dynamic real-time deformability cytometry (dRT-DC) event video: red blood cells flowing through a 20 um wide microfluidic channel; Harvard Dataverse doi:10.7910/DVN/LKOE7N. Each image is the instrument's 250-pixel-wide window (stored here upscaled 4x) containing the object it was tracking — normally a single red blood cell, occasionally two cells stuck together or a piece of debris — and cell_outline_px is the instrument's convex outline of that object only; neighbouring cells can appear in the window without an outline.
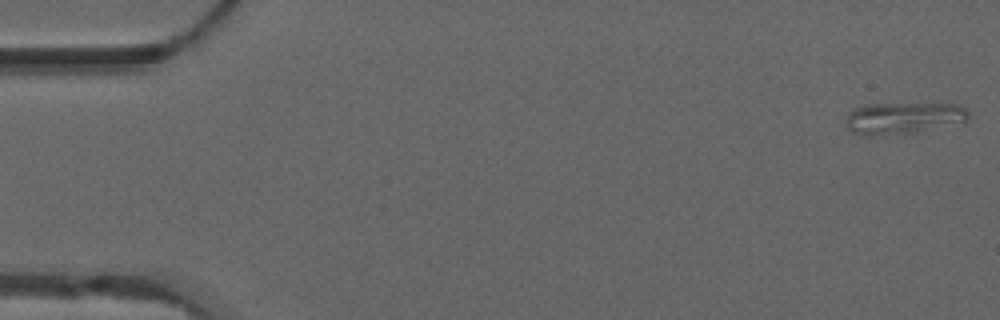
{"species": "common noctule bat (a hibernating species)", "species_latin": "Nyctalus noctula", "temperature_condition": "warm", "stored_images_in_passage": 53, "camera_frame_rate_fps": 3000, "um_per_image_px": 0.085, "animal": {"sex": "male", "forearm_length_mm": 52.5}, "frame": {"image": 1, "passage_image": 1, "time_ms": 0.0, "image_size_px": [1000, 320], "cell_outline_px": [[968, 120], [964, 124], [916, 132], [864, 136], [852, 132], [844, 124], [844, 120], [848, 112], [864, 104], [960, 104], [968, 112]], "centroid_in_image_um": [76.8, 10.04], "position_along_channel_um": 8.2, "area_um2": 23.06}}
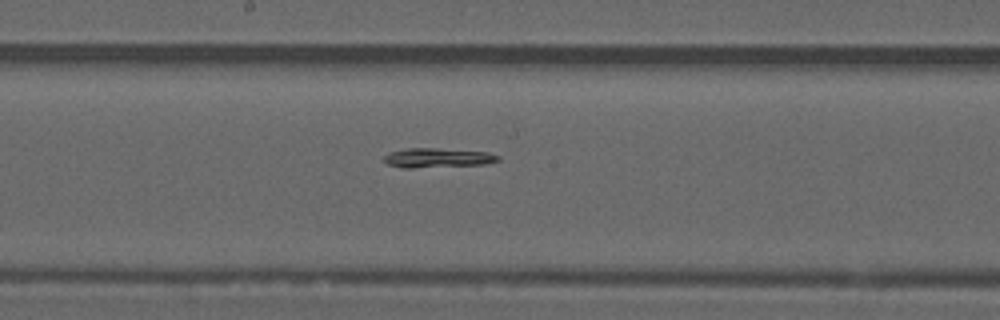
{"frame": {"image": 2, "passage_image": 28, "time_ms": 9.0, "image_size_px": [1000, 320], "cell_outline_px": [[500, 160], [484, 164], [412, 168], [400, 168], [388, 164], [384, 160], [384, 156], [388, 152], [408, 148], [436, 148], [488, 152], [500, 156]], "centroid_in_image_um": [37.17, 13.41], "position_along_channel_um": 211.0, "area_um2": 12.95}}
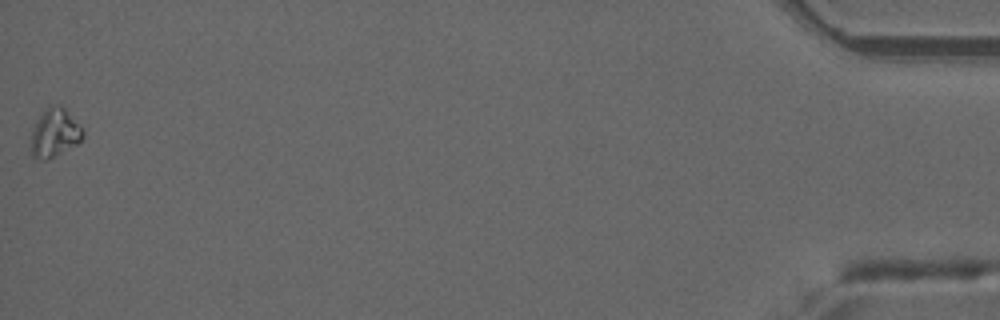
{"frame": {"image": 3, "passage_image": 53, "time_ms": 17.333, "image_size_px": [1000, 320], "cell_outline_px": [[84, 136], [76, 144], [44, 160], [40, 160], [32, 156], [32, 128], [36, 120], [44, 108], [48, 104], [60, 104], [84, 128]], "centroid_in_image_um": [4.65, 11.22], "position_along_channel_um": 430.6, "area_um2": 14.62}}